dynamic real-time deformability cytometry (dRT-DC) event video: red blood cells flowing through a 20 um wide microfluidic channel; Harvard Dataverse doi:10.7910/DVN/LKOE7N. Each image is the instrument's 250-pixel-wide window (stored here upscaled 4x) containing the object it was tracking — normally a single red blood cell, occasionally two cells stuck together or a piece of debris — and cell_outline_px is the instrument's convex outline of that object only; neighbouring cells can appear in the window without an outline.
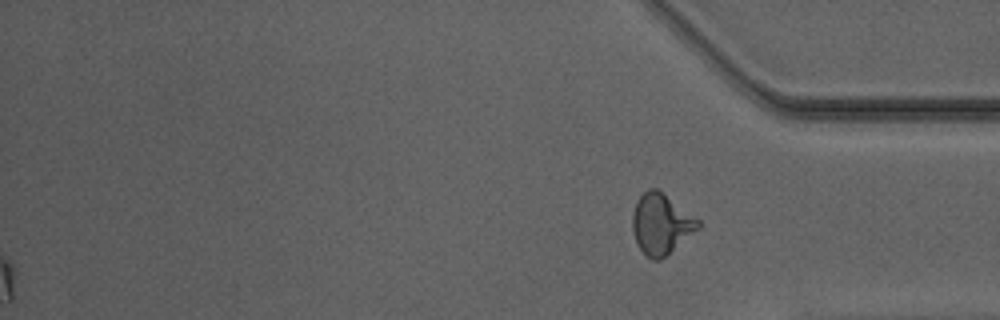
{"species": "Egyptian fruit bat (a non-hibernating species)", "species_latin": "Rousettus aegyptiacus", "temperature_condition": "warm", "stored_images_in_passage": 42, "segment_of_instrument_passage": [2, 2], "camera_frame_rate_fps": 3000, "um_per_image_px": 0.085, "animal": {"sex": "male"}, "frame": {"image": 1, "passage_image": 42, "time_ms": 13.667, "image_size_px": [1000, 320], "cell_outline_px": [[700, 228], [660, 260], [652, 260], [636, 244], [632, 228], [632, 212], [636, 200], [648, 188], [656, 188], [700, 220]], "centroid_in_image_um": [56.17, 19.03], "position_along_channel_um": 379.0, "area_um2": 23.0}}